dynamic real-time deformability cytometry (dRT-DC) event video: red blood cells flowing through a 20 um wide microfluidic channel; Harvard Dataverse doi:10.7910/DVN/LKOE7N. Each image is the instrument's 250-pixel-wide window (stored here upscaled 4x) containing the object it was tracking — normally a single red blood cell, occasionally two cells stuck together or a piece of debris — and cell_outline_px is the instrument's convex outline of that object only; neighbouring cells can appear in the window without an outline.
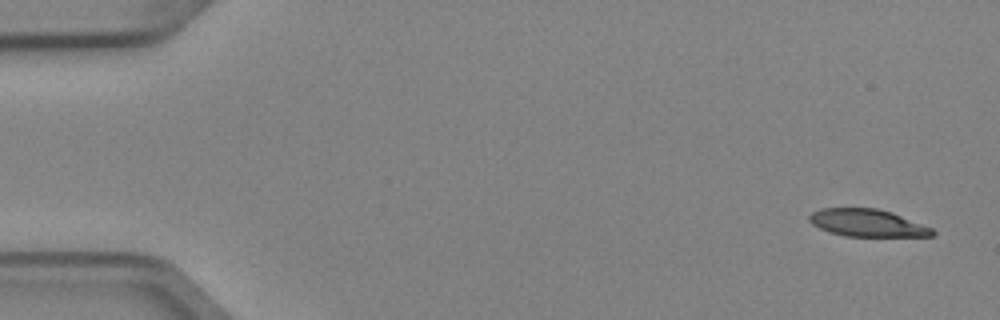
{"species": "Egyptian fruit bat (a non-hibernating species)", "species_latin": "Rousettus aegyptiacus", "temperature_condition": "cold", "stored_images_in_passage": 5, "segment_of_instrument_passage": [1, 2], "camera_frame_rate_fps": 3000, "um_per_image_px": 0.085, "animal": {"sex": "female"}, "frame": {"image": 1, "passage_image": 1, "time_ms": 0.0, "image_size_px": [1000, 320], "cell_outline_px": [[936, 232], [932, 236], [844, 236], [820, 228], [812, 224], [808, 220], [808, 216], [812, 212], [820, 208], [876, 208], [892, 212], [932, 228]], "centroid_in_image_um": [73.71, 18.94], "position_along_channel_um": 11.3, "area_um2": 19.54}}
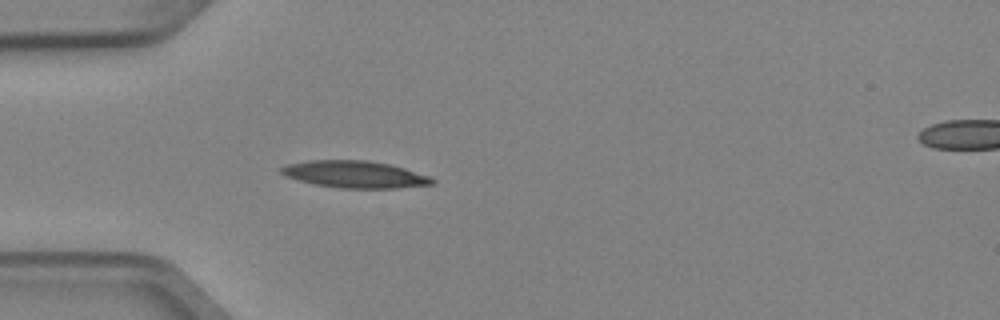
{"frame": {"image": 2, "passage_image": 4, "time_ms": 1.0, "image_size_px": [1000, 320], "cell_outline_px": [[436, 184], [396, 188], [340, 188], [316, 184], [300, 180], [288, 176], [280, 172], [280, 168], [284, 164], [308, 160], [368, 160], [388, 164], [404, 168], [428, 176], [436, 180]], "centroid_in_image_um": [30.17, 14.81], "position_along_channel_um": 54.8, "area_um2": 23.64}}